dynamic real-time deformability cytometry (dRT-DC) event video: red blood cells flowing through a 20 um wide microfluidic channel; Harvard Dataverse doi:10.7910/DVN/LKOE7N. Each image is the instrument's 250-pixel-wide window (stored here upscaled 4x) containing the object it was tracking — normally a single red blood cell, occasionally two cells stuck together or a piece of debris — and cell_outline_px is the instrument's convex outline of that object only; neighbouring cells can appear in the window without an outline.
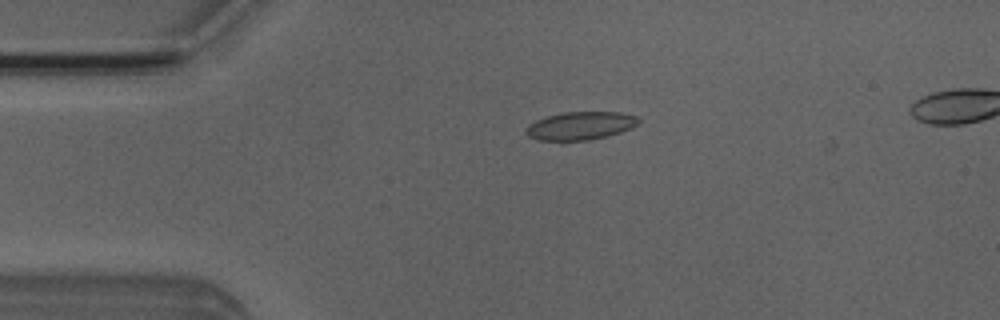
{"species": "Egyptian fruit bat (a non-hibernating species)", "species_latin": "Rousettus aegyptiacus", "temperature_condition": "room temperature", "stored_images_in_passage": 3, "camera_frame_rate_fps": 3000, "um_per_image_px": 0.085, "animal": {"sex": "male"}, "frame": {"image": 1, "passage_image": 1, "time_ms": 0.0, "image_size_px": [1000, 320], "cell_outline_px": [[640, 120], [632, 128], [608, 136], [588, 140], [536, 140], [528, 136], [524, 132], [528, 124], [536, 120], [548, 116], [564, 112], [620, 112], [636, 116]], "centroid_in_image_um": [49.31, 10.69], "position_along_channel_um": 35.7, "area_um2": 18.38}}